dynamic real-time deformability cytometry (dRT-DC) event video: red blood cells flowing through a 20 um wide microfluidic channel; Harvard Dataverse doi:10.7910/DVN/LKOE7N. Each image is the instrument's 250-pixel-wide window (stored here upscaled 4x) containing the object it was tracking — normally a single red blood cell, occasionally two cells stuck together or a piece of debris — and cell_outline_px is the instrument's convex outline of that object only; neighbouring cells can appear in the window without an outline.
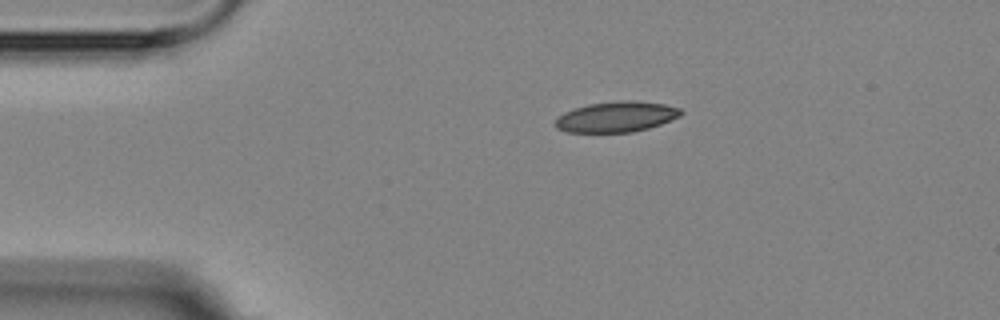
{"species": "Egyptian fruit bat (a non-hibernating species)", "species_latin": "Rousettus aegyptiacus", "temperature_condition": "room temperature", "stored_images_in_passage": 6, "segment_of_instrument_passage": [2, 2], "camera_frame_rate_fps": 3000, "um_per_image_px": 0.085, "animal": {"sex": "female"}, "frame": {"image": 1, "passage_image": 6, "time_ms": 7.333, "image_size_px": [1000, 320], "cell_outline_px": [[684, 112], [680, 116], [660, 124], [648, 128], [632, 132], [568, 132], [556, 128], [552, 124], [564, 112], [588, 104], [616, 100], [632, 100], [664, 104], [680, 108]], "centroid_in_image_um": [52.39, 9.92], "position_along_channel_um": 32.6, "area_um2": 22.37}}